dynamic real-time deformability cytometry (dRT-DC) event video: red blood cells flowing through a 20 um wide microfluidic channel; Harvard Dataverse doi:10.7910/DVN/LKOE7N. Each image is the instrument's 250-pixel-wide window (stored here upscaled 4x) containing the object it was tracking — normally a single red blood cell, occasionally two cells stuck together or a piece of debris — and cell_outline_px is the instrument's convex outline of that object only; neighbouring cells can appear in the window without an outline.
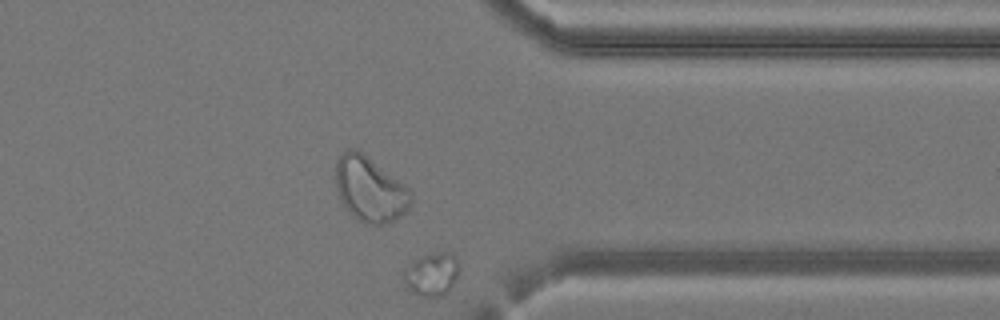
{"species": "common noctule bat (a hibernating species)", "species_latin": "Nyctalus noctula", "temperature_condition": "cold", "stored_images_in_passage": 32, "segment_of_instrument_passage": [2, 3], "camera_frame_rate_fps": 3000, "um_per_image_px": 0.085, "animal": {"sex": "female", "body_mass_g": 24.6, "forearm_length_mm": 56.2}, "frame": {"image": 1, "passage_image": 23, "time_ms": 7.333, "image_size_px": [1000, 320], "cell_outline_px": [[460, 268], [456, 280], [448, 292], [444, 296], [424, 296], [416, 292], [408, 284], [404, 276], [408, 268], [416, 260], [424, 256], [440, 252], [452, 252], [456, 256], [460, 264]], "centroid_in_image_um": [36.85, 23.29], "position_along_channel_um": 374.5, "area_um2": 13.35}}